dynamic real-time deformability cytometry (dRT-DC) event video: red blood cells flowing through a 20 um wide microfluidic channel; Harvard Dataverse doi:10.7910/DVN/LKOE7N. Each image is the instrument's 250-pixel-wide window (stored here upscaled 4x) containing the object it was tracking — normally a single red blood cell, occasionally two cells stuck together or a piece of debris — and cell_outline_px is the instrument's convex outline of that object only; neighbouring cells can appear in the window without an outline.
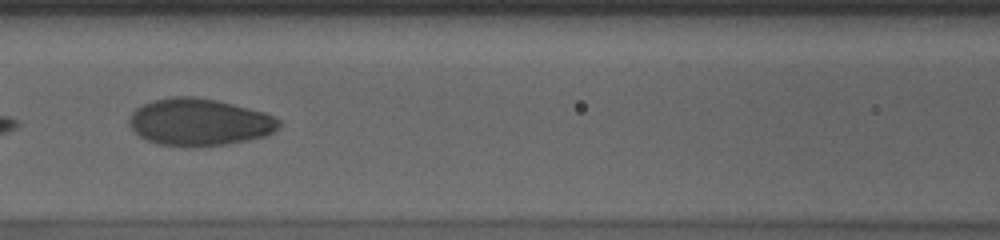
{"species": "human", "species_latin": "Homo sapiens", "temperature_condition": "cold", "stored_images_in_passage": 24, "camera_frame_rate_fps": 3000, "um_per_image_px": 0.085, "donor": {"sex": "male"}, "frame": {"image": 1, "passage_image": 8, "time_ms": 2.333, "image_size_px": [1000, 240], "cell_outline_px": [[280, 124], [272, 132], [264, 136], [248, 140], [224, 144], [160, 144], [148, 140], [140, 136], [128, 124], [128, 120], [132, 112], [136, 108], [144, 104], [156, 100], [176, 96], [192, 96], [216, 100], [264, 112], [280, 120]], "centroid_in_image_um": [16.94, 10.34], "position_along_channel_um": 149.7, "area_um2": 39.94}}